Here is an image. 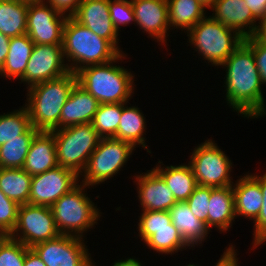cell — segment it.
Masks as SVG:
<instances>
[{"label":"cell","instance_id":"obj_14","mask_svg":"<svg viewBox=\"0 0 266 266\" xmlns=\"http://www.w3.org/2000/svg\"><path fill=\"white\" fill-rule=\"evenodd\" d=\"M81 177L74 171L57 166L32 176L28 204L51 207L64 194L80 182Z\"/></svg>","mask_w":266,"mask_h":266},{"label":"cell","instance_id":"obj_35","mask_svg":"<svg viewBox=\"0 0 266 266\" xmlns=\"http://www.w3.org/2000/svg\"><path fill=\"white\" fill-rule=\"evenodd\" d=\"M212 187L198 185L186 200L192 214L208 228V206Z\"/></svg>","mask_w":266,"mask_h":266},{"label":"cell","instance_id":"obj_17","mask_svg":"<svg viewBox=\"0 0 266 266\" xmlns=\"http://www.w3.org/2000/svg\"><path fill=\"white\" fill-rule=\"evenodd\" d=\"M71 17L124 52L118 46L119 33L110 18L109 0H83Z\"/></svg>","mask_w":266,"mask_h":266},{"label":"cell","instance_id":"obj_3","mask_svg":"<svg viewBox=\"0 0 266 266\" xmlns=\"http://www.w3.org/2000/svg\"><path fill=\"white\" fill-rule=\"evenodd\" d=\"M126 56L123 52L110 62L81 68L76 72L77 83L100 104L129 103L134 94L135 75L115 64L126 59Z\"/></svg>","mask_w":266,"mask_h":266},{"label":"cell","instance_id":"obj_47","mask_svg":"<svg viewBox=\"0 0 266 266\" xmlns=\"http://www.w3.org/2000/svg\"><path fill=\"white\" fill-rule=\"evenodd\" d=\"M112 266H144V264L141 263L140 260H138V258H134V257H128L127 259L125 258L124 260H118L115 261L114 263H112Z\"/></svg>","mask_w":266,"mask_h":266},{"label":"cell","instance_id":"obj_12","mask_svg":"<svg viewBox=\"0 0 266 266\" xmlns=\"http://www.w3.org/2000/svg\"><path fill=\"white\" fill-rule=\"evenodd\" d=\"M67 17L45 0L29 2L26 34L34 44H62Z\"/></svg>","mask_w":266,"mask_h":266},{"label":"cell","instance_id":"obj_36","mask_svg":"<svg viewBox=\"0 0 266 266\" xmlns=\"http://www.w3.org/2000/svg\"><path fill=\"white\" fill-rule=\"evenodd\" d=\"M259 183L263 196V203L258 217L253 221V247L257 248L266 242V172L264 175L251 174Z\"/></svg>","mask_w":266,"mask_h":266},{"label":"cell","instance_id":"obj_46","mask_svg":"<svg viewBox=\"0 0 266 266\" xmlns=\"http://www.w3.org/2000/svg\"><path fill=\"white\" fill-rule=\"evenodd\" d=\"M10 37L0 32V69L2 68L9 51Z\"/></svg>","mask_w":266,"mask_h":266},{"label":"cell","instance_id":"obj_41","mask_svg":"<svg viewBox=\"0 0 266 266\" xmlns=\"http://www.w3.org/2000/svg\"><path fill=\"white\" fill-rule=\"evenodd\" d=\"M45 2L58 12L71 17L83 0H46Z\"/></svg>","mask_w":266,"mask_h":266},{"label":"cell","instance_id":"obj_33","mask_svg":"<svg viewBox=\"0 0 266 266\" xmlns=\"http://www.w3.org/2000/svg\"><path fill=\"white\" fill-rule=\"evenodd\" d=\"M127 103L100 104L92 120L93 128L101 138H111L117 133L122 108Z\"/></svg>","mask_w":266,"mask_h":266},{"label":"cell","instance_id":"obj_7","mask_svg":"<svg viewBox=\"0 0 266 266\" xmlns=\"http://www.w3.org/2000/svg\"><path fill=\"white\" fill-rule=\"evenodd\" d=\"M52 132L58 166L80 175L101 139L92 123L73 125Z\"/></svg>","mask_w":266,"mask_h":266},{"label":"cell","instance_id":"obj_19","mask_svg":"<svg viewBox=\"0 0 266 266\" xmlns=\"http://www.w3.org/2000/svg\"><path fill=\"white\" fill-rule=\"evenodd\" d=\"M100 103L78 83L75 84L60 115V129L92 123Z\"/></svg>","mask_w":266,"mask_h":266},{"label":"cell","instance_id":"obj_21","mask_svg":"<svg viewBox=\"0 0 266 266\" xmlns=\"http://www.w3.org/2000/svg\"><path fill=\"white\" fill-rule=\"evenodd\" d=\"M232 187L236 217L243 216L254 221L258 217L263 203L260 183L251 173H246L244 176H240Z\"/></svg>","mask_w":266,"mask_h":266},{"label":"cell","instance_id":"obj_42","mask_svg":"<svg viewBox=\"0 0 266 266\" xmlns=\"http://www.w3.org/2000/svg\"><path fill=\"white\" fill-rule=\"evenodd\" d=\"M233 244H229L228 248L226 247V251L224 250L223 254L221 255L220 259L217 261L216 265L214 266H239L237 258V249L235 250Z\"/></svg>","mask_w":266,"mask_h":266},{"label":"cell","instance_id":"obj_9","mask_svg":"<svg viewBox=\"0 0 266 266\" xmlns=\"http://www.w3.org/2000/svg\"><path fill=\"white\" fill-rule=\"evenodd\" d=\"M198 185L207 187H225L233 185L232 163L214 140L202 142L189 156Z\"/></svg>","mask_w":266,"mask_h":266},{"label":"cell","instance_id":"obj_40","mask_svg":"<svg viewBox=\"0 0 266 266\" xmlns=\"http://www.w3.org/2000/svg\"><path fill=\"white\" fill-rule=\"evenodd\" d=\"M255 56L256 66L263 85H266V42L243 41Z\"/></svg>","mask_w":266,"mask_h":266},{"label":"cell","instance_id":"obj_20","mask_svg":"<svg viewBox=\"0 0 266 266\" xmlns=\"http://www.w3.org/2000/svg\"><path fill=\"white\" fill-rule=\"evenodd\" d=\"M56 143L52 131H39L30 144L23 169L31 176L56 168Z\"/></svg>","mask_w":266,"mask_h":266},{"label":"cell","instance_id":"obj_18","mask_svg":"<svg viewBox=\"0 0 266 266\" xmlns=\"http://www.w3.org/2000/svg\"><path fill=\"white\" fill-rule=\"evenodd\" d=\"M210 15L221 24L233 29L244 39L253 35L257 20L244 0H216Z\"/></svg>","mask_w":266,"mask_h":266},{"label":"cell","instance_id":"obj_8","mask_svg":"<svg viewBox=\"0 0 266 266\" xmlns=\"http://www.w3.org/2000/svg\"><path fill=\"white\" fill-rule=\"evenodd\" d=\"M135 147L116 138H101L95 151L91 154L85 169L79 176L81 184L92 187L104 183L117 175L132 157Z\"/></svg>","mask_w":266,"mask_h":266},{"label":"cell","instance_id":"obj_1","mask_svg":"<svg viewBox=\"0 0 266 266\" xmlns=\"http://www.w3.org/2000/svg\"><path fill=\"white\" fill-rule=\"evenodd\" d=\"M226 69L225 102L238 115L247 119L266 115L262 81L253 51L244 43L221 65ZM244 115V116H243Z\"/></svg>","mask_w":266,"mask_h":266},{"label":"cell","instance_id":"obj_45","mask_svg":"<svg viewBox=\"0 0 266 266\" xmlns=\"http://www.w3.org/2000/svg\"><path fill=\"white\" fill-rule=\"evenodd\" d=\"M24 266H46L37 253L29 248L26 252Z\"/></svg>","mask_w":266,"mask_h":266},{"label":"cell","instance_id":"obj_24","mask_svg":"<svg viewBox=\"0 0 266 266\" xmlns=\"http://www.w3.org/2000/svg\"><path fill=\"white\" fill-rule=\"evenodd\" d=\"M173 225L179 230L185 242L192 248L202 244L208 237L209 230L205 223L198 220L191 212L189 205L176 202L169 210ZM199 243V244H198Z\"/></svg>","mask_w":266,"mask_h":266},{"label":"cell","instance_id":"obj_50","mask_svg":"<svg viewBox=\"0 0 266 266\" xmlns=\"http://www.w3.org/2000/svg\"><path fill=\"white\" fill-rule=\"evenodd\" d=\"M187 266H199V265H196V264H192V263H189Z\"/></svg>","mask_w":266,"mask_h":266},{"label":"cell","instance_id":"obj_25","mask_svg":"<svg viewBox=\"0 0 266 266\" xmlns=\"http://www.w3.org/2000/svg\"><path fill=\"white\" fill-rule=\"evenodd\" d=\"M138 236L148 249L156 253L174 255L179 251L190 249L179 230L171 222V227L138 228ZM187 247V248H186ZM183 249V250H182Z\"/></svg>","mask_w":266,"mask_h":266},{"label":"cell","instance_id":"obj_34","mask_svg":"<svg viewBox=\"0 0 266 266\" xmlns=\"http://www.w3.org/2000/svg\"><path fill=\"white\" fill-rule=\"evenodd\" d=\"M29 248L9 235L0 238V266H24Z\"/></svg>","mask_w":266,"mask_h":266},{"label":"cell","instance_id":"obj_16","mask_svg":"<svg viewBox=\"0 0 266 266\" xmlns=\"http://www.w3.org/2000/svg\"><path fill=\"white\" fill-rule=\"evenodd\" d=\"M141 211H169L177 202L163 178L152 168L134 175Z\"/></svg>","mask_w":266,"mask_h":266},{"label":"cell","instance_id":"obj_13","mask_svg":"<svg viewBox=\"0 0 266 266\" xmlns=\"http://www.w3.org/2000/svg\"><path fill=\"white\" fill-rule=\"evenodd\" d=\"M70 70L64 58L62 44H34L31 56L20 83L26 88L44 81L59 78Z\"/></svg>","mask_w":266,"mask_h":266},{"label":"cell","instance_id":"obj_4","mask_svg":"<svg viewBox=\"0 0 266 266\" xmlns=\"http://www.w3.org/2000/svg\"><path fill=\"white\" fill-rule=\"evenodd\" d=\"M62 48L67 66L74 73L89 65L110 62L121 54L109 40L99 37L72 17H67L64 25Z\"/></svg>","mask_w":266,"mask_h":266},{"label":"cell","instance_id":"obj_39","mask_svg":"<svg viewBox=\"0 0 266 266\" xmlns=\"http://www.w3.org/2000/svg\"><path fill=\"white\" fill-rule=\"evenodd\" d=\"M137 228H161L171 227V215L169 211H142Z\"/></svg>","mask_w":266,"mask_h":266},{"label":"cell","instance_id":"obj_27","mask_svg":"<svg viewBox=\"0 0 266 266\" xmlns=\"http://www.w3.org/2000/svg\"><path fill=\"white\" fill-rule=\"evenodd\" d=\"M146 118L138 106H127L122 108L121 119L118 125L117 133L113 138L132 144L135 148L142 147L151 153L146 145ZM145 132V133H144ZM139 145V146H138Z\"/></svg>","mask_w":266,"mask_h":266},{"label":"cell","instance_id":"obj_38","mask_svg":"<svg viewBox=\"0 0 266 266\" xmlns=\"http://www.w3.org/2000/svg\"><path fill=\"white\" fill-rule=\"evenodd\" d=\"M110 18L117 32L121 26H127L130 22L135 24V15L131 0H109Z\"/></svg>","mask_w":266,"mask_h":266},{"label":"cell","instance_id":"obj_49","mask_svg":"<svg viewBox=\"0 0 266 266\" xmlns=\"http://www.w3.org/2000/svg\"><path fill=\"white\" fill-rule=\"evenodd\" d=\"M21 1L34 2V1H39V0H21Z\"/></svg>","mask_w":266,"mask_h":266},{"label":"cell","instance_id":"obj_5","mask_svg":"<svg viewBox=\"0 0 266 266\" xmlns=\"http://www.w3.org/2000/svg\"><path fill=\"white\" fill-rule=\"evenodd\" d=\"M87 188L91 187L79 183L50 207L60 234L85 238V232L100 220L101 212L87 196Z\"/></svg>","mask_w":266,"mask_h":266},{"label":"cell","instance_id":"obj_48","mask_svg":"<svg viewBox=\"0 0 266 266\" xmlns=\"http://www.w3.org/2000/svg\"><path fill=\"white\" fill-rule=\"evenodd\" d=\"M204 9H211L215 4L216 0H198Z\"/></svg>","mask_w":266,"mask_h":266},{"label":"cell","instance_id":"obj_6","mask_svg":"<svg viewBox=\"0 0 266 266\" xmlns=\"http://www.w3.org/2000/svg\"><path fill=\"white\" fill-rule=\"evenodd\" d=\"M186 34L193 50L215 67H220L244 41L236 31L211 16H205Z\"/></svg>","mask_w":266,"mask_h":266},{"label":"cell","instance_id":"obj_28","mask_svg":"<svg viewBox=\"0 0 266 266\" xmlns=\"http://www.w3.org/2000/svg\"><path fill=\"white\" fill-rule=\"evenodd\" d=\"M167 3L170 30L188 32L206 16V9L198 0H167Z\"/></svg>","mask_w":266,"mask_h":266},{"label":"cell","instance_id":"obj_15","mask_svg":"<svg viewBox=\"0 0 266 266\" xmlns=\"http://www.w3.org/2000/svg\"><path fill=\"white\" fill-rule=\"evenodd\" d=\"M131 3L135 26L149 34L158 45L167 44L166 38L170 28L167 0H131Z\"/></svg>","mask_w":266,"mask_h":266},{"label":"cell","instance_id":"obj_29","mask_svg":"<svg viewBox=\"0 0 266 266\" xmlns=\"http://www.w3.org/2000/svg\"><path fill=\"white\" fill-rule=\"evenodd\" d=\"M29 2L0 0V32L9 37L26 34Z\"/></svg>","mask_w":266,"mask_h":266},{"label":"cell","instance_id":"obj_44","mask_svg":"<svg viewBox=\"0 0 266 266\" xmlns=\"http://www.w3.org/2000/svg\"><path fill=\"white\" fill-rule=\"evenodd\" d=\"M253 35L244 41H262L266 42V13L258 20Z\"/></svg>","mask_w":266,"mask_h":266},{"label":"cell","instance_id":"obj_23","mask_svg":"<svg viewBox=\"0 0 266 266\" xmlns=\"http://www.w3.org/2000/svg\"><path fill=\"white\" fill-rule=\"evenodd\" d=\"M160 164V165H159ZM158 161L153 169L163 178L177 202L186 201L198 186L190 164L162 166Z\"/></svg>","mask_w":266,"mask_h":266},{"label":"cell","instance_id":"obj_31","mask_svg":"<svg viewBox=\"0 0 266 266\" xmlns=\"http://www.w3.org/2000/svg\"><path fill=\"white\" fill-rule=\"evenodd\" d=\"M38 132L31 127L21 135V139H12L0 145V168H23L32 139Z\"/></svg>","mask_w":266,"mask_h":266},{"label":"cell","instance_id":"obj_2","mask_svg":"<svg viewBox=\"0 0 266 266\" xmlns=\"http://www.w3.org/2000/svg\"><path fill=\"white\" fill-rule=\"evenodd\" d=\"M76 83V73L69 71L59 78L27 88L25 107L32 127L45 132L59 130L62 108Z\"/></svg>","mask_w":266,"mask_h":266},{"label":"cell","instance_id":"obj_11","mask_svg":"<svg viewBox=\"0 0 266 266\" xmlns=\"http://www.w3.org/2000/svg\"><path fill=\"white\" fill-rule=\"evenodd\" d=\"M84 242V238L60 234L32 249L46 266H96Z\"/></svg>","mask_w":266,"mask_h":266},{"label":"cell","instance_id":"obj_22","mask_svg":"<svg viewBox=\"0 0 266 266\" xmlns=\"http://www.w3.org/2000/svg\"><path fill=\"white\" fill-rule=\"evenodd\" d=\"M208 229L217 228L226 233L235 221V204L233 187H212L208 206Z\"/></svg>","mask_w":266,"mask_h":266},{"label":"cell","instance_id":"obj_43","mask_svg":"<svg viewBox=\"0 0 266 266\" xmlns=\"http://www.w3.org/2000/svg\"><path fill=\"white\" fill-rule=\"evenodd\" d=\"M251 10L253 17L258 21L266 13V0H244Z\"/></svg>","mask_w":266,"mask_h":266},{"label":"cell","instance_id":"obj_30","mask_svg":"<svg viewBox=\"0 0 266 266\" xmlns=\"http://www.w3.org/2000/svg\"><path fill=\"white\" fill-rule=\"evenodd\" d=\"M31 179L23 168H0V190L18 205L28 204Z\"/></svg>","mask_w":266,"mask_h":266},{"label":"cell","instance_id":"obj_26","mask_svg":"<svg viewBox=\"0 0 266 266\" xmlns=\"http://www.w3.org/2000/svg\"><path fill=\"white\" fill-rule=\"evenodd\" d=\"M33 47L34 42L27 34L10 37L8 55L0 69V76L20 80L25 74Z\"/></svg>","mask_w":266,"mask_h":266},{"label":"cell","instance_id":"obj_10","mask_svg":"<svg viewBox=\"0 0 266 266\" xmlns=\"http://www.w3.org/2000/svg\"><path fill=\"white\" fill-rule=\"evenodd\" d=\"M60 235L49 206L19 205L17 223L9 235L28 248Z\"/></svg>","mask_w":266,"mask_h":266},{"label":"cell","instance_id":"obj_37","mask_svg":"<svg viewBox=\"0 0 266 266\" xmlns=\"http://www.w3.org/2000/svg\"><path fill=\"white\" fill-rule=\"evenodd\" d=\"M19 205L0 190V233L10 235L17 223Z\"/></svg>","mask_w":266,"mask_h":266},{"label":"cell","instance_id":"obj_32","mask_svg":"<svg viewBox=\"0 0 266 266\" xmlns=\"http://www.w3.org/2000/svg\"><path fill=\"white\" fill-rule=\"evenodd\" d=\"M32 127L25 106L0 115V145L12 139H21V135Z\"/></svg>","mask_w":266,"mask_h":266}]
</instances>
